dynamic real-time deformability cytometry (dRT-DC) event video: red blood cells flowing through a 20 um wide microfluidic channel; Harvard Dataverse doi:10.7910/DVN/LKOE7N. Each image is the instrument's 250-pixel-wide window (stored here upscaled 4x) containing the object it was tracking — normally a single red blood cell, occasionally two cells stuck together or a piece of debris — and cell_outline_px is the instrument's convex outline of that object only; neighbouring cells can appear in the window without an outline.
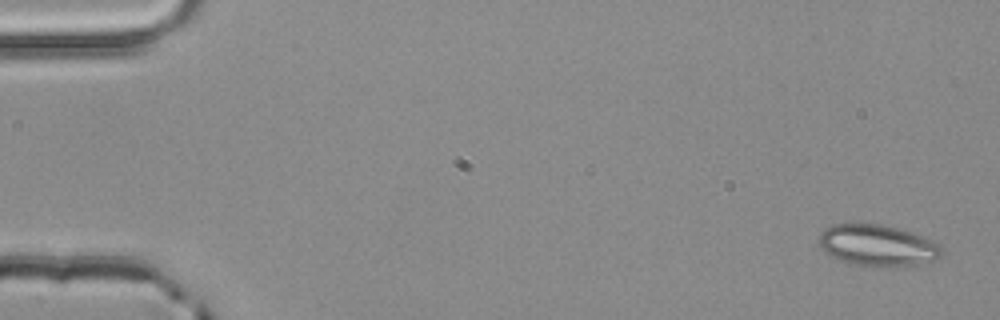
{"species": "common noctule bat (a hibernating species)", "species_latin": "Nyctalus noctula", "temperature_condition": "room temperature", "stored_images_in_passage": 4, "camera_frame_rate_fps": 3000, "um_per_image_px": 0.085, "animal": {"sex": "male", "body_mass_g": 20.4}, "frame": {"image": 1, "passage_image": 1, "time_ms": 0.0, "image_size_px": [1000, 320], "cell_outline_px": [[944, 248], [940, 256], [932, 260], [916, 264], [852, 264], [840, 260], [824, 252], [820, 244], [820, 232], [824, 228], [832, 224], [880, 224], [896, 228], [932, 240]], "centroid_in_image_um": [74.54, 20.82], "position_along_channel_um": 10.5, "area_um2": 28.5}}